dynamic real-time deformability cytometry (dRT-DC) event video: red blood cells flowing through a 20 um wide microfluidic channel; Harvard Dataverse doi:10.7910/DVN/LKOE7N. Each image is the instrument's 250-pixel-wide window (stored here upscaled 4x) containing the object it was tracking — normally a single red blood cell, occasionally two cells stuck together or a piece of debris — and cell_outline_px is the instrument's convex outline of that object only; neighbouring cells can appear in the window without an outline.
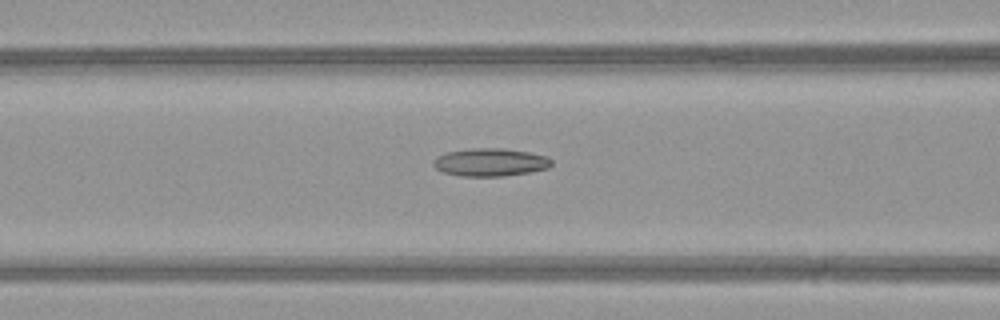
{"species": "common noctule bat (a hibernating species)", "species_latin": "Nyctalus noctula", "temperature_condition": "warm", "stored_images_in_passage": 40, "camera_frame_rate_fps": 3000, "um_per_image_px": 0.085, "animal": {"sex": "female", "body_mass_g": 21.9}, "frame": {"image": 1, "passage_image": 20, "time_ms": 6.333, "image_size_px": [1000, 320], "cell_outline_px": [[552, 164], [548, 168], [532, 172], [504, 176], [460, 176], [444, 172], [436, 168], [432, 164], [432, 160], [436, 156], [448, 152], [472, 148], [504, 148], [528, 152], [548, 156], [552, 160]], "centroid_in_image_um": [41.69, 13.79], "position_along_channel_um": 124.9, "area_um2": 19.36}}
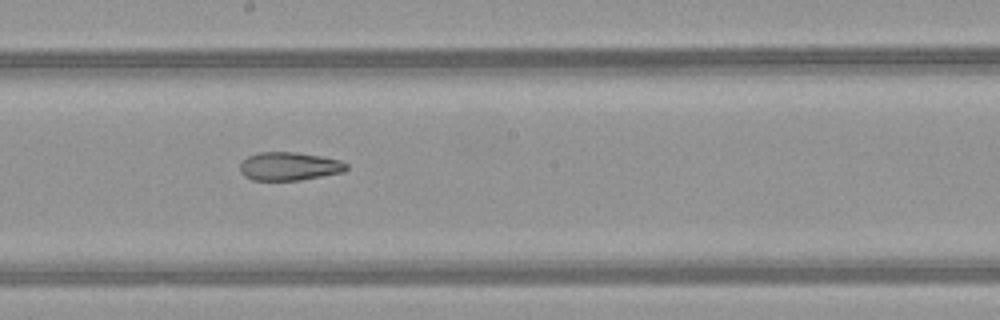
{"frame": {"image": 2, "passage_image": 27, "time_ms": 8.667, "image_size_px": [1000, 320], "cell_outline_px": [[348, 168], [344, 172], [300, 180], [252, 180], [244, 176], [240, 172], [240, 164], [248, 156], [260, 152], [296, 152], [320, 156], [340, 160], [348, 164]], "centroid_in_image_um": [24.59, 14.14], "position_along_channel_um": 223.6, "area_um2": 17.57}}
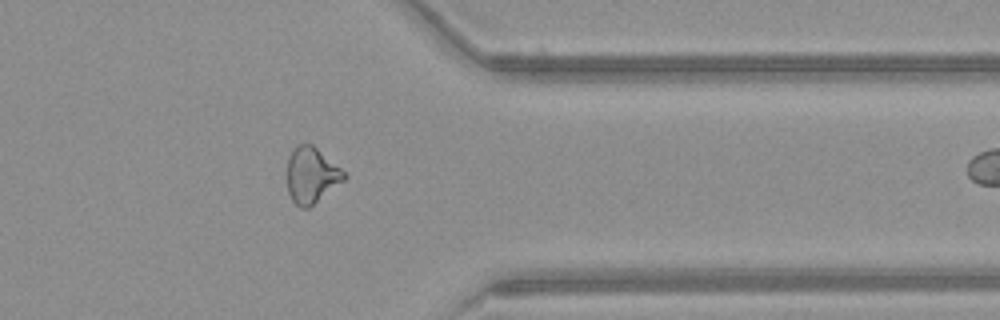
{"frame": {"image": 3, "passage_image": 39, "time_ms": 12.667, "image_size_px": [1000, 320], "cell_outline_px": [[348, 176], [344, 180], [308, 208], [300, 208], [292, 200], [288, 192], [284, 172], [288, 156], [292, 148], [300, 144], [312, 144], [340, 168]], "centroid_in_image_um": [26.4, 14.88], "position_along_channel_um": 385.0, "area_um2": 18.79}}